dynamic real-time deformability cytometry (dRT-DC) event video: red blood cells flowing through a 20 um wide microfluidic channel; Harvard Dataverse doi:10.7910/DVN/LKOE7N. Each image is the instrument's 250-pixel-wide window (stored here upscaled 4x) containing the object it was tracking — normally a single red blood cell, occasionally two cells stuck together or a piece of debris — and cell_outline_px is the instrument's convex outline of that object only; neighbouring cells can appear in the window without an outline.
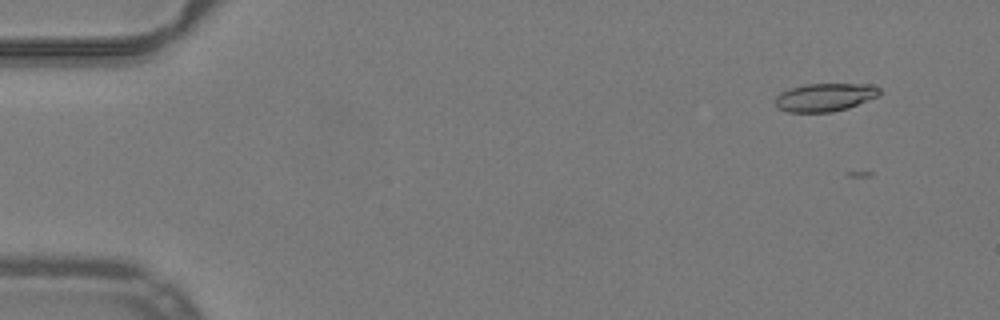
{"species": "common noctule bat (a hibernating species)", "species_latin": "Nyctalus noctula", "temperature_condition": "warm", "stored_images_in_passage": 8, "camera_frame_rate_fps": 3000, "um_per_image_px": 0.085, "animal": {"sex": "male", "body_mass_g": 19.2, "forearm_length_mm": 51.8}, "frame": {"image": 1, "passage_image": 5, "time_ms": 1.333, "image_size_px": [1000, 320], "cell_outline_px": [[880, 96], [848, 108], [832, 112], [788, 112], [776, 108], [776, 96], [780, 92], [792, 88], [808, 84], [872, 84], [880, 88]], "centroid_in_image_um": [70.14, 8.27], "position_along_channel_um": 14.9, "area_um2": 17.17}}